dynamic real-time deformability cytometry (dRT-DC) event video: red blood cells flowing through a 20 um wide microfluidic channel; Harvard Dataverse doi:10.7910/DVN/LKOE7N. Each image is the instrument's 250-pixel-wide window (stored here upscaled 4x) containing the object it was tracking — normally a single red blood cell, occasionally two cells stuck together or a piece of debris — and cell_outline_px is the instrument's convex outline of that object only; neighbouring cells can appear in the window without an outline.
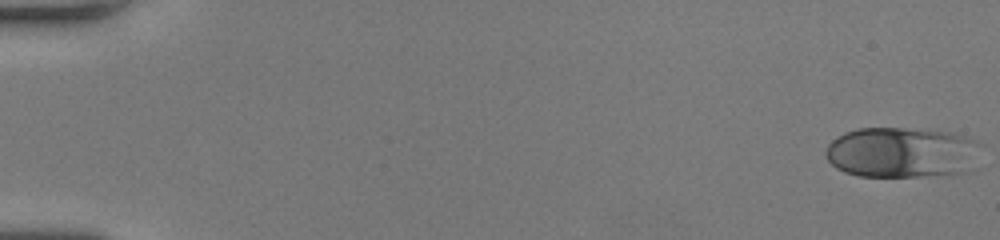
{"species": "human", "species_latin": "Homo sapiens", "temperature_condition": "room temperature", "stored_images_in_passage": 52, "camera_frame_rate_fps": 3000, "um_per_image_px": 0.085, "donor": {"sex": "female"}, "frame": {"image": 1, "passage_image": 1, "time_ms": 0.0, "image_size_px": [1000, 240], "cell_outline_px": [[984, 144], [964, 172], [948, 176], [860, 176], [844, 172], [836, 168], [828, 160], [824, 152], [828, 144], [836, 136], [844, 132], [856, 128], [904, 128], [952, 132], [976, 140]], "centroid_in_image_um": [76.63, 12.95], "position_along_channel_um": 8.4, "area_um2": 46.12}}
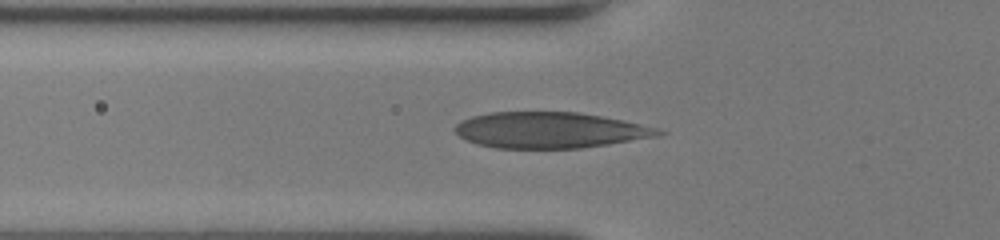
{"frame": {"image": 2, "passage_image": 20, "time_ms": 6.333, "image_size_px": [1000, 240], "cell_outline_px": [[668, 132], [660, 136], [608, 144], [580, 148], [496, 148], [476, 144], [464, 140], [452, 128], [460, 120], [472, 116], [488, 112], [576, 112], [604, 116], [640, 124], [656, 128]], "centroid_in_image_um": [46.7, 11.06], "position_along_channel_um": 79.1, "area_um2": 42.83}}
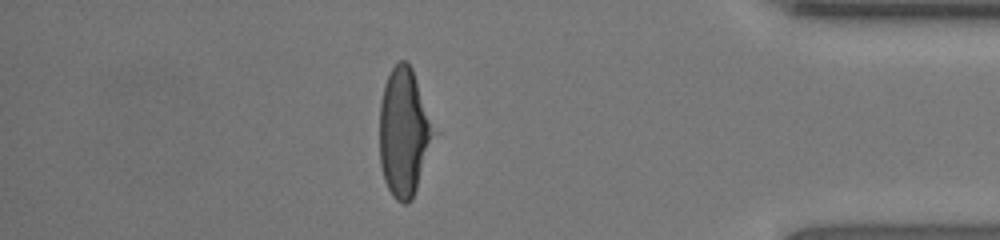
{"frame": {"image": 3, "passage_image": 46, "time_ms": 15.0, "image_size_px": [1000, 240], "cell_outline_px": [[436, 132], [412, 200], [408, 204], [404, 204], [396, 200], [392, 196], [384, 180], [380, 164], [380, 100], [384, 84], [392, 68], [400, 60], [408, 60], [412, 68]], "centroid_in_image_um": [34.32, 11.25], "position_along_channel_um": 400.9, "area_um2": 40.34}, "authors_computed_cell_mechanics": {"area_um2": 42.2229, "velocity_mm_per_s": 4.0788, "shape_relaxation_time_tau1_ms": 4.3303, "shape_relaxation_time_tau2_ms": null, "deformation_change_tau1": 0.2271, "deformation_change_tau2": null}}